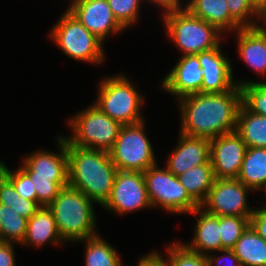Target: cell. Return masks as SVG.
<instances>
[{
  "label": "cell",
  "instance_id": "6da1fadb",
  "mask_svg": "<svg viewBox=\"0 0 266 266\" xmlns=\"http://www.w3.org/2000/svg\"><path fill=\"white\" fill-rule=\"evenodd\" d=\"M180 133L211 140L236 130L242 89L236 85L223 93H195L177 101Z\"/></svg>",
  "mask_w": 266,
  "mask_h": 266
},
{
  "label": "cell",
  "instance_id": "7a4b0ae2",
  "mask_svg": "<svg viewBox=\"0 0 266 266\" xmlns=\"http://www.w3.org/2000/svg\"><path fill=\"white\" fill-rule=\"evenodd\" d=\"M68 184L100 207L109 198L117 167L109 152L73 146L67 141Z\"/></svg>",
  "mask_w": 266,
  "mask_h": 266
},
{
  "label": "cell",
  "instance_id": "3957f363",
  "mask_svg": "<svg viewBox=\"0 0 266 266\" xmlns=\"http://www.w3.org/2000/svg\"><path fill=\"white\" fill-rule=\"evenodd\" d=\"M56 137L57 153L42 148L37 149L23 155L19 164L33 181L37 203L40 206H48L57 197L60 189L68 185L67 140L62 134H57Z\"/></svg>",
  "mask_w": 266,
  "mask_h": 266
},
{
  "label": "cell",
  "instance_id": "277c9868",
  "mask_svg": "<svg viewBox=\"0 0 266 266\" xmlns=\"http://www.w3.org/2000/svg\"><path fill=\"white\" fill-rule=\"evenodd\" d=\"M94 201L70 186L60 189L57 197L48 205L52 210L62 240L69 244L94 237L98 220Z\"/></svg>",
  "mask_w": 266,
  "mask_h": 266
},
{
  "label": "cell",
  "instance_id": "5b68a950",
  "mask_svg": "<svg viewBox=\"0 0 266 266\" xmlns=\"http://www.w3.org/2000/svg\"><path fill=\"white\" fill-rule=\"evenodd\" d=\"M103 78V79H102ZM93 104L122 125L144 121L142 106L145 96L124 72L101 77ZM134 82V83H133Z\"/></svg>",
  "mask_w": 266,
  "mask_h": 266
},
{
  "label": "cell",
  "instance_id": "8992f818",
  "mask_svg": "<svg viewBox=\"0 0 266 266\" xmlns=\"http://www.w3.org/2000/svg\"><path fill=\"white\" fill-rule=\"evenodd\" d=\"M165 33L181 56L197 55L216 48L225 38L214 25L192 15L186 8L164 14Z\"/></svg>",
  "mask_w": 266,
  "mask_h": 266
},
{
  "label": "cell",
  "instance_id": "52a82bcc",
  "mask_svg": "<svg viewBox=\"0 0 266 266\" xmlns=\"http://www.w3.org/2000/svg\"><path fill=\"white\" fill-rule=\"evenodd\" d=\"M48 32V38L63 55L89 65L99 66L105 62V44L67 9Z\"/></svg>",
  "mask_w": 266,
  "mask_h": 266
},
{
  "label": "cell",
  "instance_id": "ba28073f",
  "mask_svg": "<svg viewBox=\"0 0 266 266\" xmlns=\"http://www.w3.org/2000/svg\"><path fill=\"white\" fill-rule=\"evenodd\" d=\"M68 119L71 134L62 135L71 145L106 152L112 149L122 127L93 103Z\"/></svg>",
  "mask_w": 266,
  "mask_h": 266
},
{
  "label": "cell",
  "instance_id": "9c48e42d",
  "mask_svg": "<svg viewBox=\"0 0 266 266\" xmlns=\"http://www.w3.org/2000/svg\"><path fill=\"white\" fill-rule=\"evenodd\" d=\"M148 197L153 209L169 214L189 215L200 205L188 194L178 177L159 163L143 172Z\"/></svg>",
  "mask_w": 266,
  "mask_h": 266
},
{
  "label": "cell",
  "instance_id": "30bf717a",
  "mask_svg": "<svg viewBox=\"0 0 266 266\" xmlns=\"http://www.w3.org/2000/svg\"><path fill=\"white\" fill-rule=\"evenodd\" d=\"M145 122L122 125L118 138L109 151L117 170L144 172L158 163L153 145L146 134Z\"/></svg>",
  "mask_w": 266,
  "mask_h": 266
},
{
  "label": "cell",
  "instance_id": "8fae6325",
  "mask_svg": "<svg viewBox=\"0 0 266 266\" xmlns=\"http://www.w3.org/2000/svg\"><path fill=\"white\" fill-rule=\"evenodd\" d=\"M101 207L111 215L114 213L120 216L152 210L143 172L118 170L110 196Z\"/></svg>",
  "mask_w": 266,
  "mask_h": 266
},
{
  "label": "cell",
  "instance_id": "7c38bea8",
  "mask_svg": "<svg viewBox=\"0 0 266 266\" xmlns=\"http://www.w3.org/2000/svg\"><path fill=\"white\" fill-rule=\"evenodd\" d=\"M250 191L253 192L238 179H215L200 207L215 216L251 217L254 208L249 207Z\"/></svg>",
  "mask_w": 266,
  "mask_h": 266
},
{
  "label": "cell",
  "instance_id": "4fadbf2b",
  "mask_svg": "<svg viewBox=\"0 0 266 266\" xmlns=\"http://www.w3.org/2000/svg\"><path fill=\"white\" fill-rule=\"evenodd\" d=\"M66 8L104 44L112 35H121L125 28L117 21L107 0H70Z\"/></svg>",
  "mask_w": 266,
  "mask_h": 266
},
{
  "label": "cell",
  "instance_id": "5bb4252c",
  "mask_svg": "<svg viewBox=\"0 0 266 266\" xmlns=\"http://www.w3.org/2000/svg\"><path fill=\"white\" fill-rule=\"evenodd\" d=\"M247 145L236 132H229L210 140V163L215 179H237Z\"/></svg>",
  "mask_w": 266,
  "mask_h": 266
},
{
  "label": "cell",
  "instance_id": "9a60e30c",
  "mask_svg": "<svg viewBox=\"0 0 266 266\" xmlns=\"http://www.w3.org/2000/svg\"><path fill=\"white\" fill-rule=\"evenodd\" d=\"M222 44L197 54L203 73L201 93H223L236 86L234 66L231 58L223 52Z\"/></svg>",
  "mask_w": 266,
  "mask_h": 266
},
{
  "label": "cell",
  "instance_id": "2e32d148",
  "mask_svg": "<svg viewBox=\"0 0 266 266\" xmlns=\"http://www.w3.org/2000/svg\"><path fill=\"white\" fill-rule=\"evenodd\" d=\"M202 68L197 55L181 56L161 79L160 87L175 101L186 95L200 93L203 82Z\"/></svg>",
  "mask_w": 266,
  "mask_h": 266
},
{
  "label": "cell",
  "instance_id": "e0dca14e",
  "mask_svg": "<svg viewBox=\"0 0 266 266\" xmlns=\"http://www.w3.org/2000/svg\"><path fill=\"white\" fill-rule=\"evenodd\" d=\"M177 139V145L168 153L165 161V167L175 176L210 160V140L187 136L180 132Z\"/></svg>",
  "mask_w": 266,
  "mask_h": 266
},
{
  "label": "cell",
  "instance_id": "ac0fdd59",
  "mask_svg": "<svg viewBox=\"0 0 266 266\" xmlns=\"http://www.w3.org/2000/svg\"><path fill=\"white\" fill-rule=\"evenodd\" d=\"M237 39L239 59L259 77L266 76V26L262 23L254 27H241L228 36ZM261 74V75H260Z\"/></svg>",
  "mask_w": 266,
  "mask_h": 266
},
{
  "label": "cell",
  "instance_id": "d6986e66",
  "mask_svg": "<svg viewBox=\"0 0 266 266\" xmlns=\"http://www.w3.org/2000/svg\"><path fill=\"white\" fill-rule=\"evenodd\" d=\"M194 215V235L189 242L181 241L188 249L201 255H208L212 252L222 250L220 238L219 216L207 213L203 208L198 207L190 215Z\"/></svg>",
  "mask_w": 266,
  "mask_h": 266
},
{
  "label": "cell",
  "instance_id": "ffe728a7",
  "mask_svg": "<svg viewBox=\"0 0 266 266\" xmlns=\"http://www.w3.org/2000/svg\"><path fill=\"white\" fill-rule=\"evenodd\" d=\"M64 247L66 244L58 231L52 210L48 206H41L37 212L28 219L26 234L20 246L24 248L35 247L36 249L45 245ZM38 247V248H37Z\"/></svg>",
  "mask_w": 266,
  "mask_h": 266
},
{
  "label": "cell",
  "instance_id": "44dd1931",
  "mask_svg": "<svg viewBox=\"0 0 266 266\" xmlns=\"http://www.w3.org/2000/svg\"><path fill=\"white\" fill-rule=\"evenodd\" d=\"M186 9L195 17L214 25L225 36L242 26L230 15L227 0H186Z\"/></svg>",
  "mask_w": 266,
  "mask_h": 266
},
{
  "label": "cell",
  "instance_id": "7402d4cb",
  "mask_svg": "<svg viewBox=\"0 0 266 266\" xmlns=\"http://www.w3.org/2000/svg\"><path fill=\"white\" fill-rule=\"evenodd\" d=\"M237 179L253 192L260 193L266 185V148L247 147Z\"/></svg>",
  "mask_w": 266,
  "mask_h": 266
},
{
  "label": "cell",
  "instance_id": "603a6c76",
  "mask_svg": "<svg viewBox=\"0 0 266 266\" xmlns=\"http://www.w3.org/2000/svg\"><path fill=\"white\" fill-rule=\"evenodd\" d=\"M241 266H262L266 263V240L249 226L232 248Z\"/></svg>",
  "mask_w": 266,
  "mask_h": 266
},
{
  "label": "cell",
  "instance_id": "cb8c5ba5",
  "mask_svg": "<svg viewBox=\"0 0 266 266\" xmlns=\"http://www.w3.org/2000/svg\"><path fill=\"white\" fill-rule=\"evenodd\" d=\"M177 177L188 194L199 205L207 199L215 180L210 160L206 164L194 166Z\"/></svg>",
  "mask_w": 266,
  "mask_h": 266
},
{
  "label": "cell",
  "instance_id": "d4e9b609",
  "mask_svg": "<svg viewBox=\"0 0 266 266\" xmlns=\"http://www.w3.org/2000/svg\"><path fill=\"white\" fill-rule=\"evenodd\" d=\"M235 131L247 147L266 148V117L252 113L243 104L239 108Z\"/></svg>",
  "mask_w": 266,
  "mask_h": 266
},
{
  "label": "cell",
  "instance_id": "484cf974",
  "mask_svg": "<svg viewBox=\"0 0 266 266\" xmlns=\"http://www.w3.org/2000/svg\"><path fill=\"white\" fill-rule=\"evenodd\" d=\"M82 242L85 246V266H125L116 248L104 239L100 233L75 243L82 244Z\"/></svg>",
  "mask_w": 266,
  "mask_h": 266
},
{
  "label": "cell",
  "instance_id": "4316f807",
  "mask_svg": "<svg viewBox=\"0 0 266 266\" xmlns=\"http://www.w3.org/2000/svg\"><path fill=\"white\" fill-rule=\"evenodd\" d=\"M167 257L153 249V253L164 263L165 266H209L206 255H201L197 252L188 249L181 240L166 244Z\"/></svg>",
  "mask_w": 266,
  "mask_h": 266
},
{
  "label": "cell",
  "instance_id": "83f0119b",
  "mask_svg": "<svg viewBox=\"0 0 266 266\" xmlns=\"http://www.w3.org/2000/svg\"><path fill=\"white\" fill-rule=\"evenodd\" d=\"M28 219L20 216L10 206L0 203V241L20 245L26 234Z\"/></svg>",
  "mask_w": 266,
  "mask_h": 266
},
{
  "label": "cell",
  "instance_id": "f1b7e54d",
  "mask_svg": "<svg viewBox=\"0 0 266 266\" xmlns=\"http://www.w3.org/2000/svg\"><path fill=\"white\" fill-rule=\"evenodd\" d=\"M0 203L10 206L20 216L30 219L41 207L36 201L20 197L12 182L0 171Z\"/></svg>",
  "mask_w": 266,
  "mask_h": 266
},
{
  "label": "cell",
  "instance_id": "f546056e",
  "mask_svg": "<svg viewBox=\"0 0 266 266\" xmlns=\"http://www.w3.org/2000/svg\"><path fill=\"white\" fill-rule=\"evenodd\" d=\"M234 80L242 89V104L252 113L266 117V81Z\"/></svg>",
  "mask_w": 266,
  "mask_h": 266
},
{
  "label": "cell",
  "instance_id": "4dcf8cb0",
  "mask_svg": "<svg viewBox=\"0 0 266 266\" xmlns=\"http://www.w3.org/2000/svg\"><path fill=\"white\" fill-rule=\"evenodd\" d=\"M249 226L250 217L219 216L222 249H232Z\"/></svg>",
  "mask_w": 266,
  "mask_h": 266
},
{
  "label": "cell",
  "instance_id": "1f68e13d",
  "mask_svg": "<svg viewBox=\"0 0 266 266\" xmlns=\"http://www.w3.org/2000/svg\"><path fill=\"white\" fill-rule=\"evenodd\" d=\"M117 21L126 29L138 24L144 0H107ZM142 5V6H141ZM141 6V7H140ZM140 18V19H139Z\"/></svg>",
  "mask_w": 266,
  "mask_h": 266
},
{
  "label": "cell",
  "instance_id": "d6a6232c",
  "mask_svg": "<svg viewBox=\"0 0 266 266\" xmlns=\"http://www.w3.org/2000/svg\"><path fill=\"white\" fill-rule=\"evenodd\" d=\"M0 171L12 182L14 189L20 197L37 202V194L33 181L20 167L15 170L9 169L5 162L0 160Z\"/></svg>",
  "mask_w": 266,
  "mask_h": 266
},
{
  "label": "cell",
  "instance_id": "836d02e7",
  "mask_svg": "<svg viewBox=\"0 0 266 266\" xmlns=\"http://www.w3.org/2000/svg\"><path fill=\"white\" fill-rule=\"evenodd\" d=\"M230 15L242 27H254L262 24L258 22V13L250 0H227Z\"/></svg>",
  "mask_w": 266,
  "mask_h": 266
},
{
  "label": "cell",
  "instance_id": "e575fe53",
  "mask_svg": "<svg viewBox=\"0 0 266 266\" xmlns=\"http://www.w3.org/2000/svg\"><path fill=\"white\" fill-rule=\"evenodd\" d=\"M214 253L212 252L207 255L209 266H241L238 257L232 249H222L217 251L216 255Z\"/></svg>",
  "mask_w": 266,
  "mask_h": 266
},
{
  "label": "cell",
  "instance_id": "d590c367",
  "mask_svg": "<svg viewBox=\"0 0 266 266\" xmlns=\"http://www.w3.org/2000/svg\"><path fill=\"white\" fill-rule=\"evenodd\" d=\"M250 226L255 232L266 240V206L254 209L250 217Z\"/></svg>",
  "mask_w": 266,
  "mask_h": 266
},
{
  "label": "cell",
  "instance_id": "8d00e7d4",
  "mask_svg": "<svg viewBox=\"0 0 266 266\" xmlns=\"http://www.w3.org/2000/svg\"><path fill=\"white\" fill-rule=\"evenodd\" d=\"M147 2H149L150 4L152 3L155 4L156 9L158 6V9L162 11L161 13L159 11V14H162V16L164 14L183 10L186 8V4H185L186 2H184V0H144V4Z\"/></svg>",
  "mask_w": 266,
  "mask_h": 266
},
{
  "label": "cell",
  "instance_id": "74e56055",
  "mask_svg": "<svg viewBox=\"0 0 266 266\" xmlns=\"http://www.w3.org/2000/svg\"><path fill=\"white\" fill-rule=\"evenodd\" d=\"M15 243L0 241V266H17Z\"/></svg>",
  "mask_w": 266,
  "mask_h": 266
},
{
  "label": "cell",
  "instance_id": "f35d334b",
  "mask_svg": "<svg viewBox=\"0 0 266 266\" xmlns=\"http://www.w3.org/2000/svg\"><path fill=\"white\" fill-rule=\"evenodd\" d=\"M138 259V262L134 266H165L152 250L147 254H142Z\"/></svg>",
  "mask_w": 266,
  "mask_h": 266
},
{
  "label": "cell",
  "instance_id": "ab89813d",
  "mask_svg": "<svg viewBox=\"0 0 266 266\" xmlns=\"http://www.w3.org/2000/svg\"><path fill=\"white\" fill-rule=\"evenodd\" d=\"M259 22L264 23L266 21V0L265 2L257 9Z\"/></svg>",
  "mask_w": 266,
  "mask_h": 266
},
{
  "label": "cell",
  "instance_id": "60d3db41",
  "mask_svg": "<svg viewBox=\"0 0 266 266\" xmlns=\"http://www.w3.org/2000/svg\"><path fill=\"white\" fill-rule=\"evenodd\" d=\"M254 8L257 10L264 2L265 0H250Z\"/></svg>",
  "mask_w": 266,
  "mask_h": 266
},
{
  "label": "cell",
  "instance_id": "b9f144b4",
  "mask_svg": "<svg viewBox=\"0 0 266 266\" xmlns=\"http://www.w3.org/2000/svg\"><path fill=\"white\" fill-rule=\"evenodd\" d=\"M262 192H264V195L262 196V197H266V185L263 187V189L261 190ZM263 204H265V206H266V203H263Z\"/></svg>",
  "mask_w": 266,
  "mask_h": 266
}]
</instances>
